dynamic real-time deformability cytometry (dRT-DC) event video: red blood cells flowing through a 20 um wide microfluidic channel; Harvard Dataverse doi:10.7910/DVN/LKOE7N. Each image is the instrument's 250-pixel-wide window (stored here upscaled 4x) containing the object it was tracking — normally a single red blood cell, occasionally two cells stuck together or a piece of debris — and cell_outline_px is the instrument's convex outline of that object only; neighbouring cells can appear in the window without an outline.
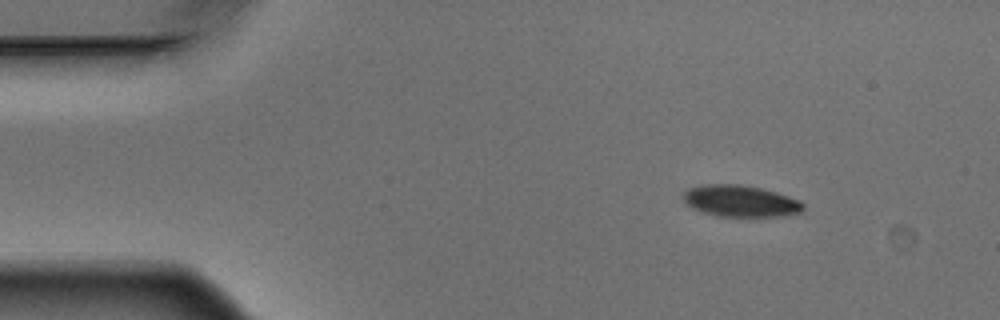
{"species": "Egyptian fruit bat (a non-hibernating species)", "species_latin": "Rousettus aegyptiacus", "temperature_condition": "warm", "stored_images_in_passage": 8, "camera_frame_rate_fps": 3000, "um_per_image_px": 0.085, "animal": {"sex": "male"}, "frame": {"image": 1, "passage_image": 2, "time_ms": 0.333, "image_size_px": [1000, 320], "cell_outline_px": [[804, 208], [800, 212], [784, 216], [720, 216], [704, 212], [692, 208], [684, 200], [684, 192], [688, 188], [704, 184], [740, 184], [764, 188], [800, 200], [804, 204]], "centroid_in_image_um": [62.97, 17.07], "position_along_channel_um": 22.0, "area_um2": 22.02}}
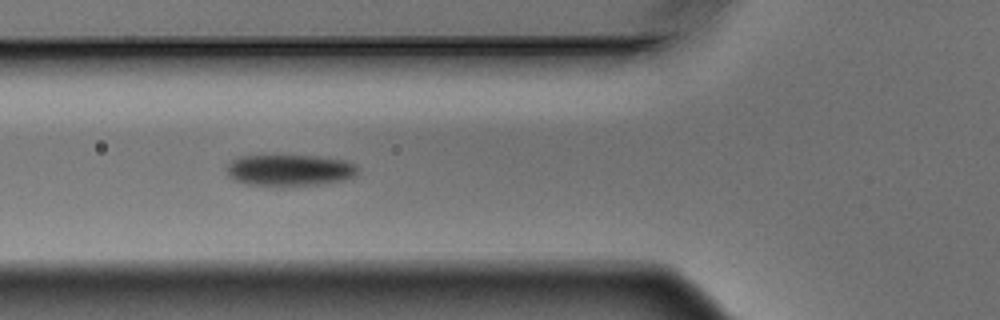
{"frame": {"image": 2, "passage_image": 5, "time_ms": 1.333, "image_size_px": [1000, 320], "cell_outline_px": [[360, 168], [356, 176], [344, 180], [320, 184], [244, 184], [228, 176], [228, 164], [232, 160], [240, 156], [320, 156], [344, 160], [356, 164]], "centroid_in_image_um": [24.69, 14.44], "position_along_channel_um": 101.1, "area_um2": 23.58}}
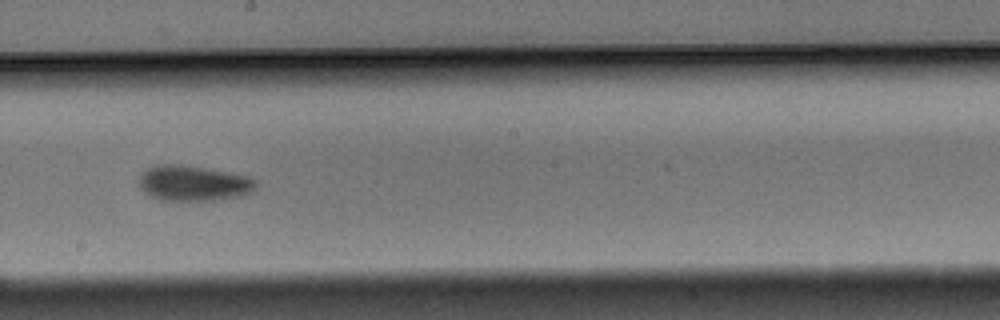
{"frame": {"image": 3, "passage_image": 8, "time_ms": 2.333, "image_size_px": [1000, 320], "cell_outline_px": [[256, 188], [252, 192], [240, 196], [212, 200], [160, 200], [152, 196], [140, 188], [140, 176], [148, 168], [156, 164], [180, 164], [228, 172], [248, 176], [256, 180]], "centroid_in_image_um": [16.46, 15.57], "position_along_channel_um": 231.7, "area_um2": 23.93}}